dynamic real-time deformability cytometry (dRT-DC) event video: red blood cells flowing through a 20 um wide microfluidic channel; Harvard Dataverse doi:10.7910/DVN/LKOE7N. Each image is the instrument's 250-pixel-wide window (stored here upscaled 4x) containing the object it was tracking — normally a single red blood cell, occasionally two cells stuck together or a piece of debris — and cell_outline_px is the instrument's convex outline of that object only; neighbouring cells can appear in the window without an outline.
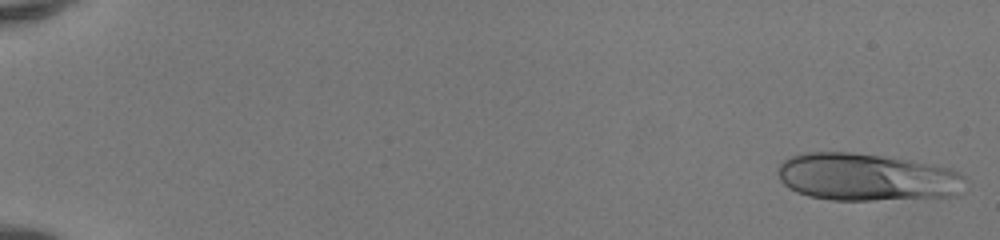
{"species": "human", "species_latin": "Homo sapiens", "temperature_condition": "room temperature", "stored_images_in_passage": 49, "camera_frame_rate_fps": 3000, "um_per_image_px": 0.085, "donor": {"sex": "female"}, "frame": {"image": 1, "passage_image": 1, "time_ms": 0.0, "image_size_px": [1000, 240], "cell_outline_px": [[964, 192], [960, 196], [872, 200], [832, 200], [808, 196], [796, 192], [788, 188], [780, 180], [780, 164], [788, 156], [804, 152], [852, 152], [884, 156], [932, 164], [948, 168], [960, 172], [964, 176]], "centroid_in_image_um": [73.71, 15.06], "position_along_channel_um": 11.3, "area_um2": 52.25}}
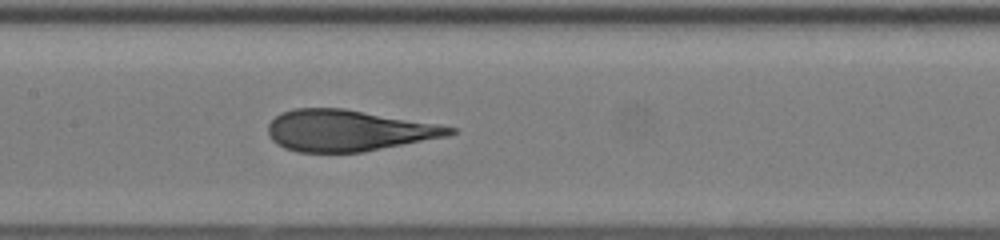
{"frame": {"image": 2, "passage_image": 26, "time_ms": 8.333, "image_size_px": [1000, 240], "cell_outline_px": [[456, 132], [448, 136], [364, 152], [300, 152], [284, 148], [276, 144], [268, 136], [268, 124], [280, 112], [296, 108], [344, 108], [440, 124], [456, 128]], "centroid_in_image_um": [29.59, 11.09], "position_along_channel_um": 177.8, "area_um2": 43.87}}
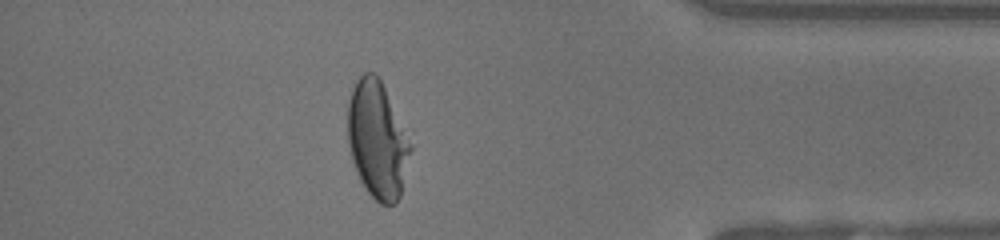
{"frame": {"image": 3, "passage_image": 44, "time_ms": 14.333, "image_size_px": [1000, 240], "cell_outline_px": [[412, 148], [400, 196], [396, 204], [380, 204], [364, 188], [356, 172], [352, 160], [348, 144], [348, 100], [352, 88], [356, 80], [364, 72], [376, 72], [412, 144]], "centroid_in_image_um": [32.06, 11.9], "position_along_channel_um": 403.1, "area_um2": 42.66}, "authors_computed_cell_mechanics": {"area_um2": 45.3152, "velocity_mm_per_s": 4.1767, "shape_relaxation_time_tau1_ms": 7.3166, "shape_relaxation_time_tau2_ms": null, "deformation_change_tau1": 0.3244, "deformation_change_tau2": null}}